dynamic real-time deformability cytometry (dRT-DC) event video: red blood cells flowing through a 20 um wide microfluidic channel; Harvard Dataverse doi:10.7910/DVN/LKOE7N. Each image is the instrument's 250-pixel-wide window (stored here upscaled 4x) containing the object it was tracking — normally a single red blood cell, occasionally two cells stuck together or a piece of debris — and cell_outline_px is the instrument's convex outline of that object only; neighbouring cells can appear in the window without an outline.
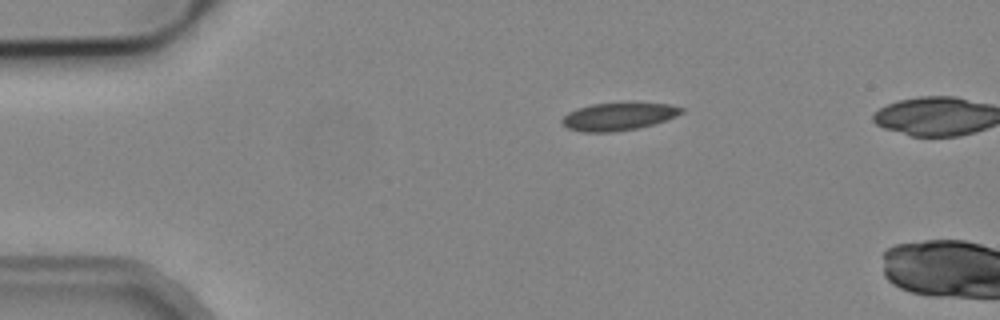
{"species": "common noctule bat (a hibernating species)", "species_latin": "Nyctalus noctula", "temperature_condition": "cold", "stored_images_in_passage": 3, "camera_frame_rate_fps": 3000, "um_per_image_px": 0.085, "animal": {"sex": "male", "body_mass_g": 19.2, "forearm_length_mm": 51.8}, "frame": {"image": 1, "passage_image": 1, "time_ms": 0.0, "image_size_px": [1000, 320], "cell_outline_px": [[684, 112], [676, 116], [652, 124], [636, 128], [612, 132], [580, 132], [568, 128], [560, 120], [568, 112], [576, 108], [592, 104], [628, 100], [668, 104], [684, 108]], "centroid_in_image_um": [52.57, 9.85], "position_along_channel_um": 32.4, "area_um2": 19.88}}